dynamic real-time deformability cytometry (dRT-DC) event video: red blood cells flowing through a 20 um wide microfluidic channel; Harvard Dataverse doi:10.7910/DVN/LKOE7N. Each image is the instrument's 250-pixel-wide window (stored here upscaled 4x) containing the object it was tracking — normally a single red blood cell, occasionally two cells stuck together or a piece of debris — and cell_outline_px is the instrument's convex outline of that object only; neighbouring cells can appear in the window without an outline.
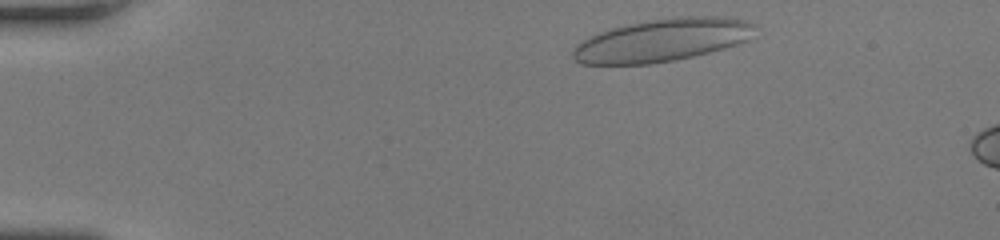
{"species": "human", "species_latin": "Homo sapiens", "temperature_condition": "room temperature", "stored_images_in_passage": 44, "camera_frame_rate_fps": 3000, "um_per_image_px": 0.085, "donor": {"sex": "female"}, "frame": {"image": 1, "passage_image": 2, "time_ms": 0.333, "image_size_px": [1000, 240], "cell_outline_px": [[756, 24], [748, 40], [724, 48], [676, 60], [652, 64], [580, 64], [572, 56], [572, 48], [580, 40], [588, 36], [624, 24], [648, 20], [676, 16], [724, 16], [744, 20]], "centroid_in_image_um": [56.24, 3.4], "position_along_channel_um": 28.8, "area_um2": 45.66}}
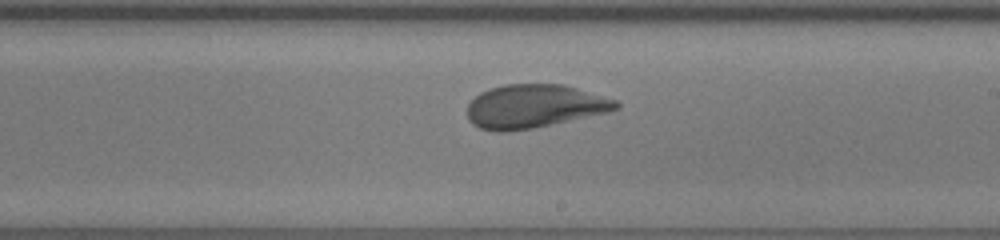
{"frame": {"image": 2, "passage_image": 24, "time_ms": 7.667, "image_size_px": [1000, 240], "cell_outline_px": [[620, 108], [608, 112], [532, 128], [504, 132], [496, 132], [480, 128], [472, 124], [468, 120], [468, 104], [480, 92], [488, 88], [504, 84], [564, 84], [616, 100], [620, 104]], "centroid_in_image_um": [45.39, 9.03], "position_along_channel_um": 243.6, "area_um2": 37.63}}
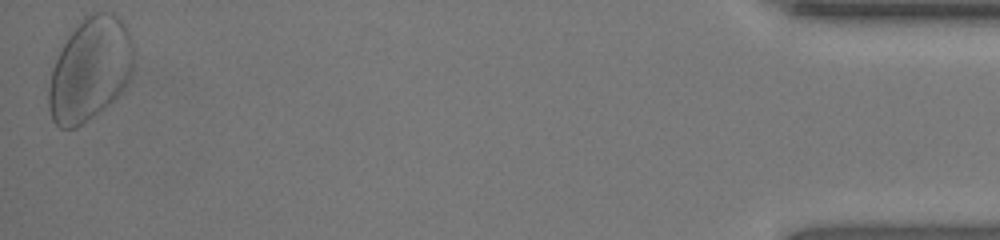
{"frame": {"image": 3, "passage_image": 44, "time_ms": 14.333, "image_size_px": [1000, 240], "cell_outline_px": [[136, 48], [132, 68], [128, 80], [124, 88], [104, 108], [88, 120], [76, 128], [60, 128], [52, 120], [48, 108], [48, 88], [52, 68], [68, 36], [84, 16], [96, 12], [112, 12], [124, 24]], "centroid_in_image_um": [7.65, 5.9], "position_along_channel_um": 427.5, "area_um2": 51.04}}